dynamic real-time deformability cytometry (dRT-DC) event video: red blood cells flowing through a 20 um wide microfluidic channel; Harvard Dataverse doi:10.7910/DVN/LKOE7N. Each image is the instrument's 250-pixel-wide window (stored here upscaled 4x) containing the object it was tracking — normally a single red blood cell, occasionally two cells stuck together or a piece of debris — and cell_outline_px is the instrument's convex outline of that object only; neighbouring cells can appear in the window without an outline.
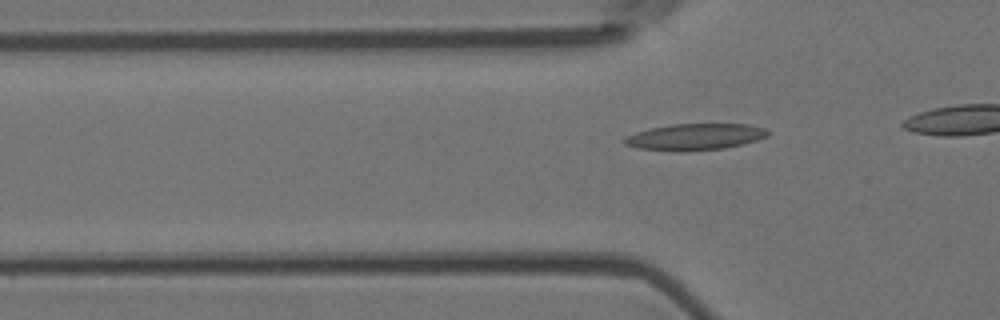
{"species": "Egyptian fruit bat (a non-hibernating species)", "species_latin": "Rousettus aegyptiacus", "temperature_condition": "room temperature", "stored_images_in_passage": 3, "camera_frame_rate_fps": 3000, "um_per_image_px": 0.085, "animal": {"sex": "female"}, "frame": {"image": 1, "passage_image": 3, "time_ms": 0.667, "image_size_px": [1000, 320], "cell_outline_px": [[768, 136], [756, 140], [724, 148], [684, 152], [676, 152], [636, 148], [624, 144], [620, 140], [624, 136], [636, 132], [652, 128], [672, 124], [748, 124], [764, 128], [768, 132]], "centroid_in_image_um": [58.99, 11.64], "position_along_channel_um": 66.8, "area_um2": 22.25}}